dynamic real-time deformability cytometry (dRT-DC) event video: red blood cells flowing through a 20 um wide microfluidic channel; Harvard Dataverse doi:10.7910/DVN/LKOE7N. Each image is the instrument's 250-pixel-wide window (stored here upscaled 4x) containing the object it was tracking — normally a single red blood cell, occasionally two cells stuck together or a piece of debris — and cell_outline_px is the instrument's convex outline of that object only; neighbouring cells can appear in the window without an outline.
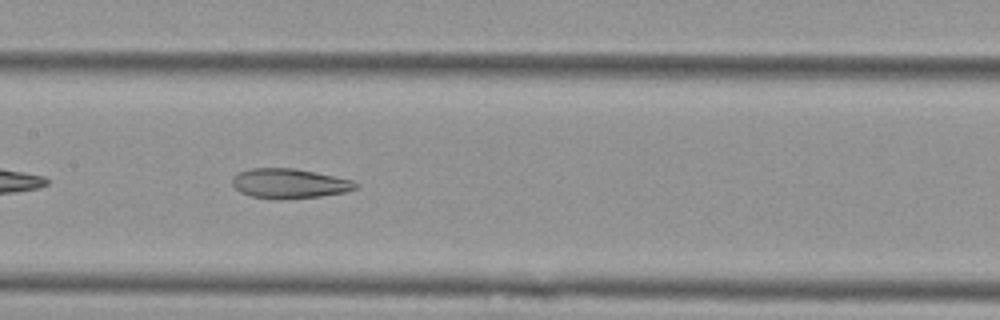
{"species": "Egyptian fruit bat (a non-hibernating species)", "species_latin": "Rousettus aegyptiacus", "temperature_condition": "cold", "stored_images_in_passage": 37, "camera_frame_rate_fps": 3000, "um_per_image_px": 0.085, "animal": {"sex": "female"}, "frame": {"image": 1, "passage_image": 11, "time_ms": 3.333, "image_size_px": [1000, 320], "cell_outline_px": [[360, 184], [356, 188], [344, 192], [320, 196], [280, 200], [272, 200], [252, 196], [240, 192], [232, 184], [232, 176], [240, 172], [252, 168], [296, 168], [352, 180]], "centroid_in_image_um": [24.58, 15.6], "position_along_channel_um": 182.8, "area_um2": 21.44}}
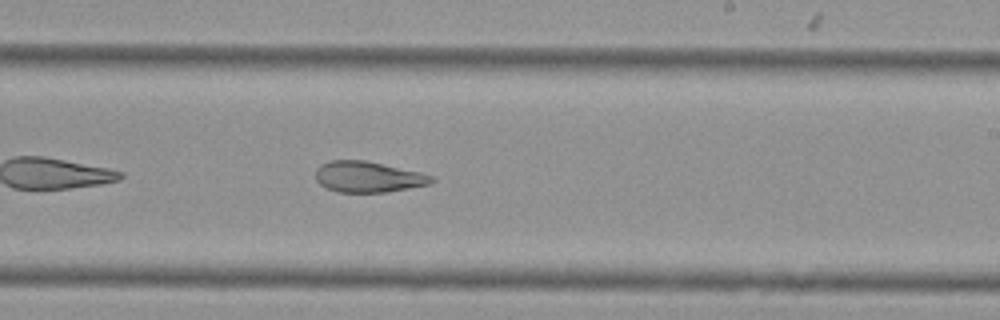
{"frame": {"image": 2, "passage_image": 17, "time_ms": 5.333, "image_size_px": [1000, 320], "cell_outline_px": [[436, 180], [428, 184], [408, 188], [384, 192], [336, 192], [324, 188], [316, 180], [316, 168], [320, 164], [328, 160], [364, 160], [420, 172], [432, 176]], "centroid_in_image_um": [31.23, 15.03], "position_along_channel_um": 257.8, "area_um2": 20.87}}
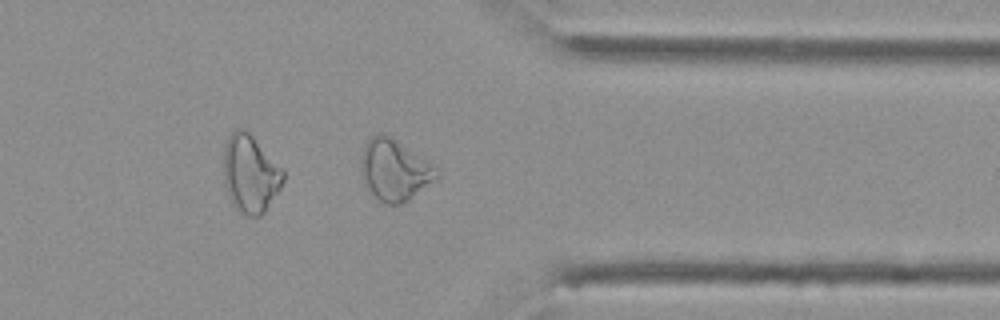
{"frame": {"image": 3, "passage_image": 27, "time_ms": 8.667, "image_size_px": [1000, 320], "cell_outline_px": [[440, 176], [408, 200], [400, 204], [384, 204], [364, 184], [360, 164], [360, 156], [364, 144], [372, 136], [380, 132], [384, 132], [432, 164], [440, 172]], "centroid_in_image_um": [33.51, 14.43], "position_along_channel_um": 377.9, "area_um2": 26.76}}